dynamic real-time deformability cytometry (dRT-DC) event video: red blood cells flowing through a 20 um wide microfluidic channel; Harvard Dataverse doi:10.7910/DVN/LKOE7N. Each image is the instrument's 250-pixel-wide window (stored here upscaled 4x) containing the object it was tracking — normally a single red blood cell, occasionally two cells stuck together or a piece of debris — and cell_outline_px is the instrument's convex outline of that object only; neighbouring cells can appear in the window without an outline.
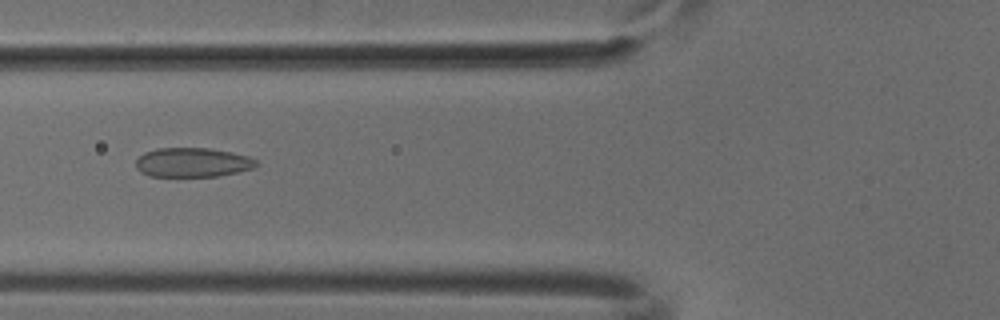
{"species": "common noctule bat (a hibernating species)", "species_latin": "Nyctalus noctula", "temperature_condition": "cold", "stored_images_in_passage": 34, "camera_frame_rate_fps": 3000, "um_per_image_px": 0.085, "animal": {"sex": "male", "body_mass_g": 18.8}, "frame": {"image": 1, "passage_image": 10, "time_ms": 3.0, "image_size_px": [1000, 320], "cell_outline_px": [[256, 164], [252, 168], [236, 172], [216, 176], [148, 176], [140, 172], [136, 168], [136, 160], [144, 152], [156, 148], [212, 148], [232, 152], [248, 156], [256, 160]], "centroid_in_image_um": [16.32, 13.79], "position_along_channel_um": 109.5, "area_um2": 20.52}}
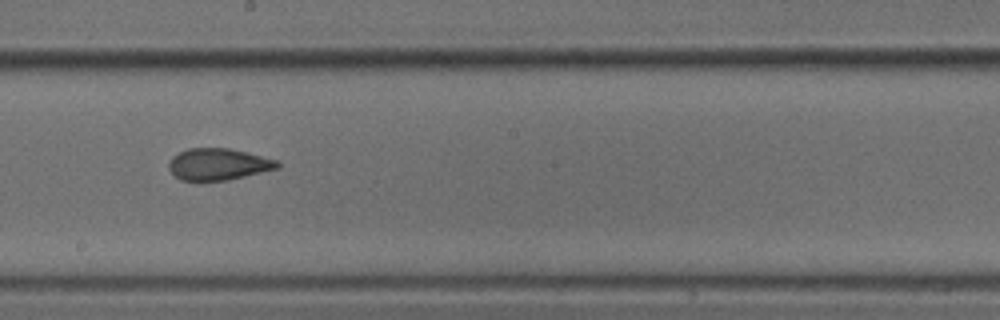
{"frame": {"image": 2, "passage_image": 19, "time_ms": 6.0, "image_size_px": [1000, 320], "cell_outline_px": [[280, 168], [228, 180], [180, 180], [168, 168], [168, 164], [172, 156], [188, 148], [228, 148], [280, 160]], "centroid_in_image_um": [18.59, 13.95], "position_along_channel_um": 229.6, "area_um2": 20.06}}
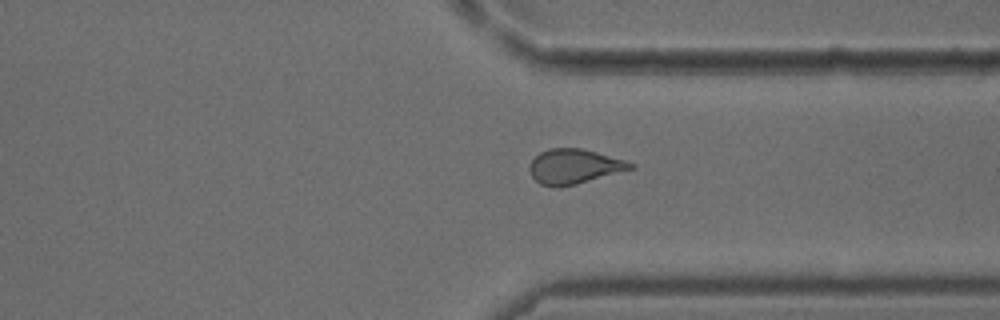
{"frame": {"image": 3, "passage_image": 29, "time_ms": 9.333, "image_size_px": [1000, 320], "cell_outline_px": [[636, 168], [576, 184], [560, 188], [556, 188], [540, 184], [532, 176], [528, 168], [532, 160], [540, 152], [548, 148], [580, 148], [596, 152], [624, 160], [636, 164]], "centroid_in_image_um": [48.8, 14.16], "position_along_channel_um": 362.6, "area_um2": 20.52}}